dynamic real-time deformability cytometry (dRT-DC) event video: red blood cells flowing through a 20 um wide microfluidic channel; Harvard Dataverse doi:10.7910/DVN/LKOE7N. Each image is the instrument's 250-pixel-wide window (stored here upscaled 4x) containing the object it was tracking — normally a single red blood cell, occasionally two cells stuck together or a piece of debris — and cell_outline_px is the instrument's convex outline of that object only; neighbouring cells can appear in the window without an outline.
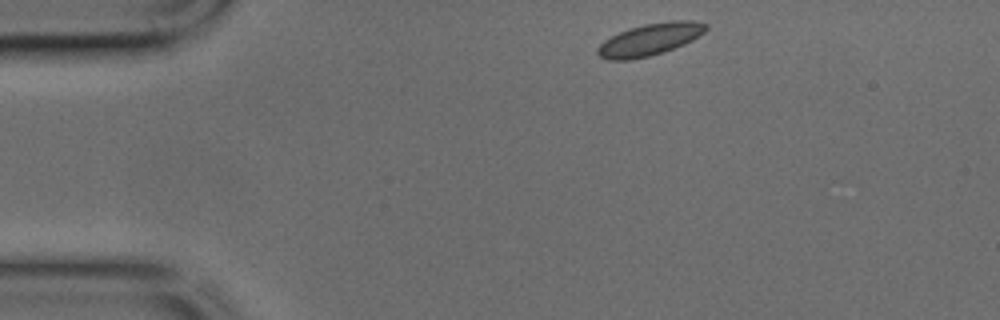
{"species": "common noctule bat (a hibernating species)", "species_latin": "Nyctalus noctula", "temperature_condition": "cold", "stored_images_in_passage": 39, "camera_frame_rate_fps": 3000, "um_per_image_px": 0.085, "animal": {"sex": "male", "body_mass_g": 17.9, "forearm_length_mm": 54.2}, "frame": {"image": 1, "passage_image": 1, "time_ms": 0.0, "image_size_px": [1000, 320], "cell_outline_px": [[708, 28], [704, 32], [692, 40], [684, 44], [664, 52], [632, 60], [608, 60], [600, 56], [596, 52], [596, 48], [604, 40], [620, 32], [644, 24], [672, 20], [692, 20], [708, 24]], "centroid_in_image_um": [55.25, 3.35], "position_along_channel_um": 29.8, "area_um2": 20.17}}
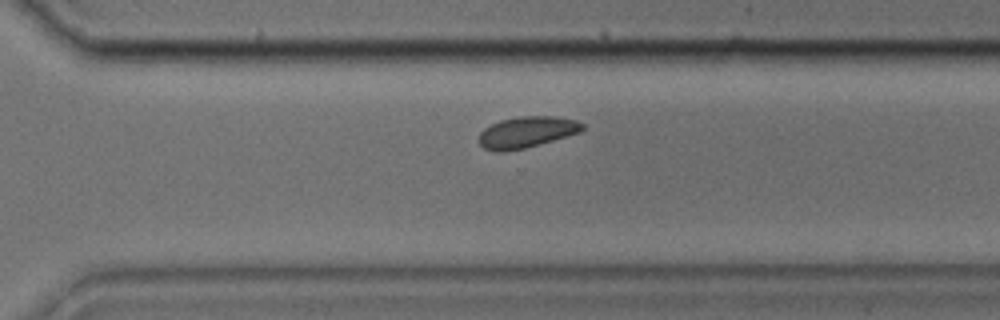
{"frame": {"image": 2, "passage_image": 25, "time_ms": 8.0, "image_size_px": [1000, 320], "cell_outline_px": [[584, 128], [580, 132], [524, 148], [504, 152], [496, 152], [484, 148], [480, 144], [480, 132], [484, 128], [500, 120], [520, 116], [552, 116], [576, 120], [584, 124]], "centroid_in_image_um": [44.75, 11.23], "position_along_channel_um": 325.8, "area_um2": 18.61}}
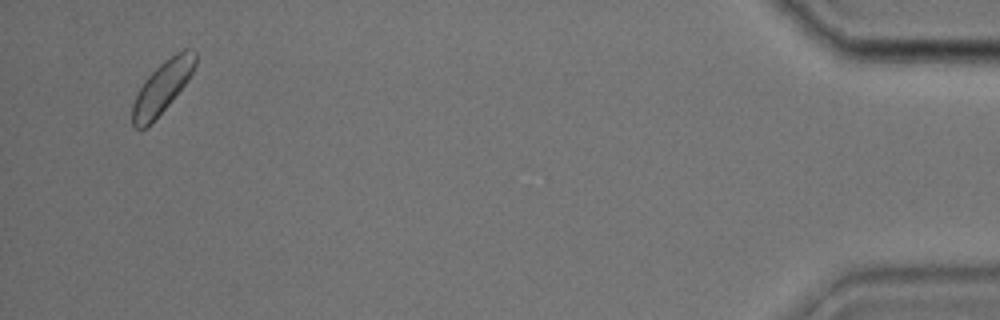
{"frame": {"image": 3, "passage_image": 37, "time_ms": 12.0, "image_size_px": [1000, 320], "cell_outline_px": [[196, 64], [192, 72], [184, 84], [168, 104], [148, 128], [136, 128], [132, 124], [132, 104], [144, 80], [164, 60], [176, 52], [184, 48], [188, 48], [196, 52]], "centroid_in_image_um": [13.77, 7.41], "position_along_channel_um": 421.4, "area_um2": 18.73}}